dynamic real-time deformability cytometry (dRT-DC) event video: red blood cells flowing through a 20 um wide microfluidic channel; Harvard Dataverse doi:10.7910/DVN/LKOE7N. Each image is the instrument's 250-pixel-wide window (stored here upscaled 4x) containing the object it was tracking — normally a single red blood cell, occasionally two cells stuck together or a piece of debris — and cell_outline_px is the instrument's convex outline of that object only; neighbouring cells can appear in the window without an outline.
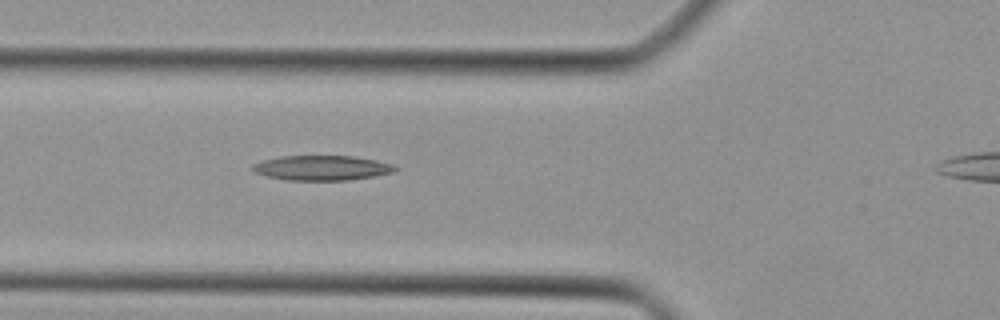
{"species": "Egyptian fruit bat (a non-hibernating species)", "species_latin": "Rousettus aegyptiacus", "temperature_condition": "cold", "stored_images_in_passage": 29, "camera_frame_rate_fps": 3000, "um_per_image_px": 0.085, "animal": {"sex": "female"}, "frame": {"image": 1, "passage_image": 6, "time_ms": 1.667, "image_size_px": [1000, 320], "cell_outline_px": [[400, 168], [392, 172], [376, 176], [348, 180], [284, 180], [268, 176], [256, 172], [252, 168], [252, 164], [264, 160], [280, 156], [352, 156], [376, 160], [392, 164]], "centroid_in_image_um": [27.39, 14.27], "position_along_channel_um": 98.4, "area_um2": 20.58}}
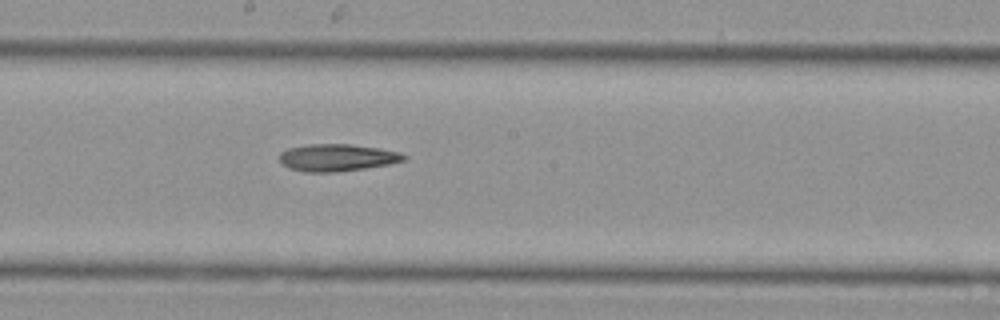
{"frame": {"image": 2, "passage_image": 14, "time_ms": 4.333, "image_size_px": [1000, 320], "cell_outline_px": [[408, 156], [404, 160], [388, 164], [364, 168], [332, 172], [304, 172], [288, 168], [280, 160], [280, 152], [288, 148], [308, 144], [352, 144], [380, 148], [400, 152]], "centroid_in_image_um": [28.65, 13.38], "position_along_channel_um": 219.5, "area_um2": 19.65}}
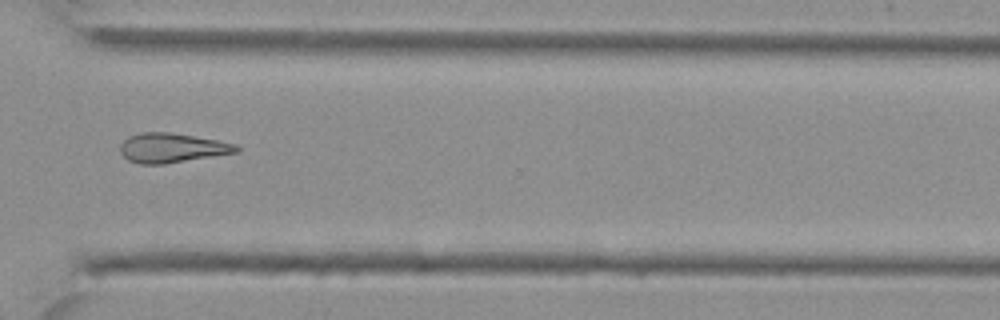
{"frame": {"image": 3, "passage_image": 23, "time_ms": 7.333, "image_size_px": [1000, 320], "cell_outline_px": [[240, 148], [236, 152], [164, 164], [140, 164], [128, 160], [120, 152], [120, 144], [128, 136], [140, 132], [172, 132], [216, 140], [236, 144]], "centroid_in_image_um": [14.56, 12.56], "position_along_channel_um": 356.0, "area_um2": 19.83}}